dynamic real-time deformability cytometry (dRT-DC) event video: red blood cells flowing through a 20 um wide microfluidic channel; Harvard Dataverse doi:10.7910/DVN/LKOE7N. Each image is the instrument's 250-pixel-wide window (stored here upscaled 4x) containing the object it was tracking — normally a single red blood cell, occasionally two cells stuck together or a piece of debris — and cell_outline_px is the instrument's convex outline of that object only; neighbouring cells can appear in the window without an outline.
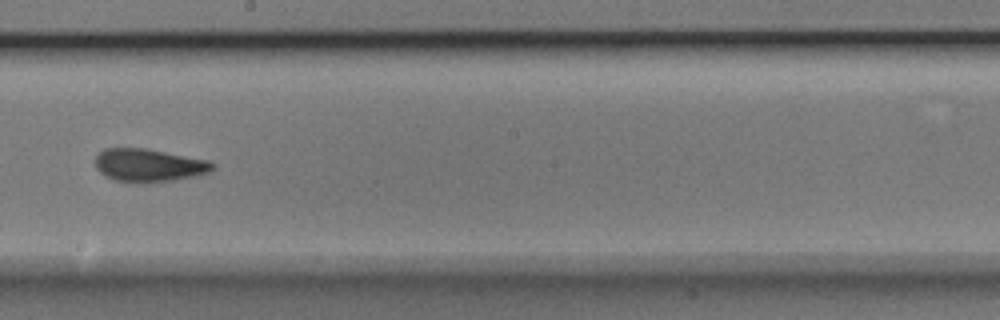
{"species": "Egyptian fruit bat (a non-hibernating species)", "species_latin": "Rousettus aegyptiacus", "temperature_condition": "room temperature", "stored_images_in_passage": 34, "camera_frame_rate_fps": 3000, "um_per_image_px": 0.085, "animal": {"sex": "male"}, "frame": {"image": 1, "passage_image": 25, "time_ms": 8.0, "image_size_px": [1000, 320], "cell_outline_px": [[216, 164], [212, 172], [200, 176], [144, 184], [116, 180], [104, 176], [96, 168], [96, 156], [104, 148], [144, 148], [208, 160]], "centroid_in_image_um": [12.69, 14.07], "position_along_channel_um": 235.5, "area_um2": 22.83}}